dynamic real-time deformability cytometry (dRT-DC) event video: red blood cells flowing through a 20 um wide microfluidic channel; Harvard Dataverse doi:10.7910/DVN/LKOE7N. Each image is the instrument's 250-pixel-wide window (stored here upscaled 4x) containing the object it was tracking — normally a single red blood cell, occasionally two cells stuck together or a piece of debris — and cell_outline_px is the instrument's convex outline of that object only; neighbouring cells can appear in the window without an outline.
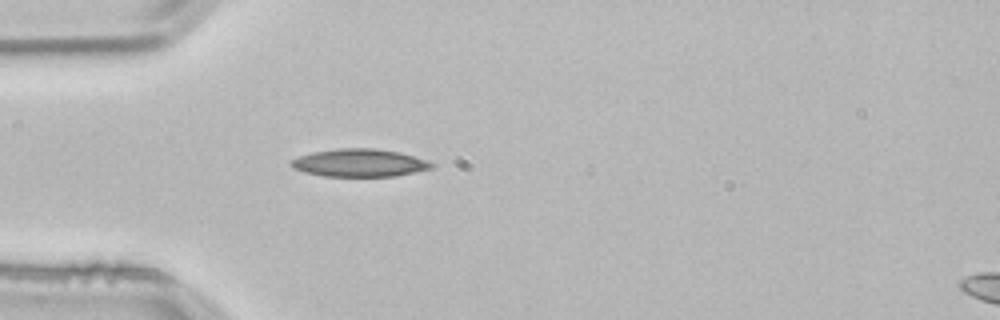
{"species": "common noctule bat (a hibernating species)", "species_latin": "Nyctalus noctula", "temperature_condition": "room temperature", "stored_images_in_passage": 2, "segment_of_instrument_passage": [1, 2], "camera_frame_rate_fps": 3000, "um_per_image_px": 0.085, "animal": {"sex": "male", "body_mass_g": 21.5, "forearm_length_mm": 52.0}, "frame": {"image": 1, "passage_image": 1, "time_ms": 0.0, "image_size_px": [1000, 320], "cell_outline_px": [[436, 164], [432, 168], [396, 176], [324, 176], [304, 172], [292, 168], [288, 164], [288, 160], [312, 152], [340, 148], [376, 148], [400, 152], [428, 160]], "centroid_in_image_um": [30.54, 13.84], "position_along_channel_um": 54.5, "area_um2": 22.95}}